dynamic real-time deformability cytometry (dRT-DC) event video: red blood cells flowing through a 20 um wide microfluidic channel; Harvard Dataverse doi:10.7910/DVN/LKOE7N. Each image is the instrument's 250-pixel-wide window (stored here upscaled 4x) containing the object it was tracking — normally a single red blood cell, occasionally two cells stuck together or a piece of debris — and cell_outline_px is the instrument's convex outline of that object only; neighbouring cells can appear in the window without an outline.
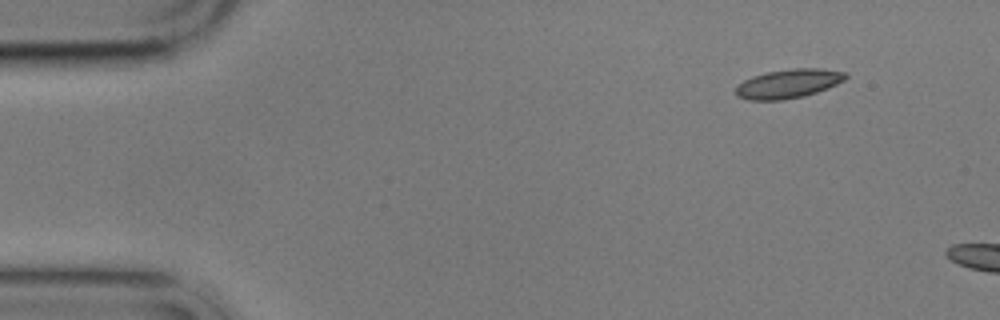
{"species": "common noctule bat (a hibernating species)", "species_latin": "Nyctalus noctula", "temperature_condition": "cold", "stored_images_in_passage": 2, "camera_frame_rate_fps": 3000, "um_per_image_px": 0.085, "animal": {"sex": "male", "body_mass_g": 17.9}, "frame": {"image": 1, "passage_image": 1, "time_ms": 0.0, "image_size_px": [1000, 320], "cell_outline_px": [[848, 76], [844, 80], [828, 88], [804, 96], [784, 100], [748, 100], [736, 96], [736, 84], [752, 76], [768, 72], [792, 68], [820, 68], [844, 72]], "centroid_in_image_um": [66.98, 7.11], "position_along_channel_um": 18.0, "area_um2": 18.61}}